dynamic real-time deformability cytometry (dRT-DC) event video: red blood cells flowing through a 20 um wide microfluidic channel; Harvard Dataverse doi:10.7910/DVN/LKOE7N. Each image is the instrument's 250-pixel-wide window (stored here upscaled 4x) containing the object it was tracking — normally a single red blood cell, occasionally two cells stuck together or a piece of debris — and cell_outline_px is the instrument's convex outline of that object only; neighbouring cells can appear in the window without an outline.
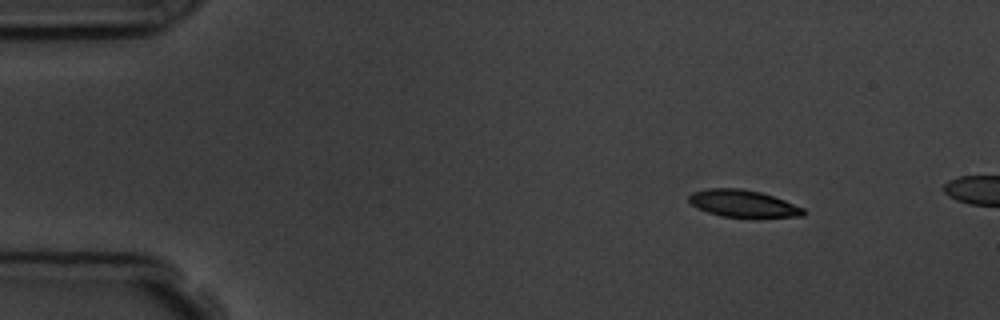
{"species": "common noctule bat (a hibernating species)", "species_latin": "Nyctalus noctula", "temperature_condition": "room temperature", "stored_images_in_passage": 3, "camera_frame_rate_fps": 3000, "um_per_image_px": 0.085, "animal": {"sex": "male", "body_mass_g": 19.5, "forearm_length_mm": 54.6}, "frame": {"image": 1, "passage_image": 1, "time_ms": 0.0, "image_size_px": [1000, 320], "cell_outline_px": [[804, 216], [756, 220], [752, 220], [720, 216], [696, 208], [688, 200], [688, 196], [692, 192], [708, 188], [740, 188], [760, 192], [784, 200], [804, 208]], "centroid_in_image_um": [63.19, 17.36], "position_along_channel_um": 21.8, "area_um2": 18.96}}